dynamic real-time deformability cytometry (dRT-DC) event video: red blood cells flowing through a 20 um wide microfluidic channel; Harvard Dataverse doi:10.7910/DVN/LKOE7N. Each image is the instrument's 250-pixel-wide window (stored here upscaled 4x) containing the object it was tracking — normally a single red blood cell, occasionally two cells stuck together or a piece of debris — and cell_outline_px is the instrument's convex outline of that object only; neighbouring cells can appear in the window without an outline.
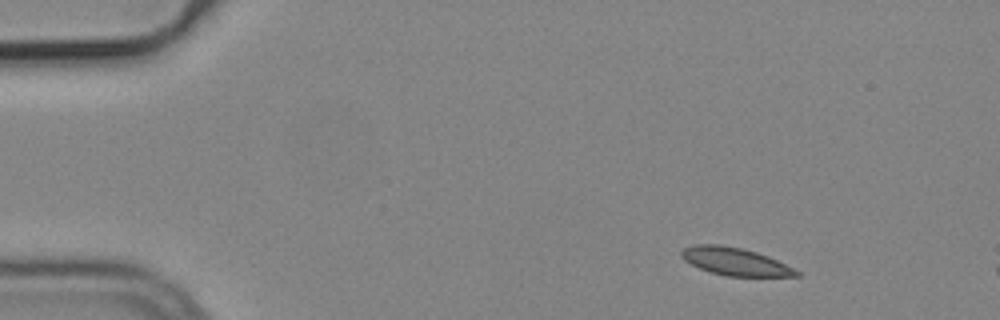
{"species": "common noctule bat (a hibernating species)", "species_latin": "Nyctalus noctula", "temperature_condition": "cold", "stored_images_in_passage": 7, "camera_frame_rate_fps": 3000, "um_per_image_px": 0.085, "animal": {"sex": "male", "body_mass_g": 19.2, "forearm_length_mm": 51.8}, "frame": {"image": 1, "passage_image": 1, "time_ms": 0.0, "image_size_px": [1000, 320], "cell_outline_px": [[800, 276], [728, 276], [712, 272], [700, 268], [684, 260], [680, 256], [680, 252], [684, 248], [692, 244], [720, 244], [744, 248], [768, 256], [800, 272]], "centroid_in_image_um": [62.44, 22.21], "position_along_channel_um": 22.6, "area_um2": 18.44}}